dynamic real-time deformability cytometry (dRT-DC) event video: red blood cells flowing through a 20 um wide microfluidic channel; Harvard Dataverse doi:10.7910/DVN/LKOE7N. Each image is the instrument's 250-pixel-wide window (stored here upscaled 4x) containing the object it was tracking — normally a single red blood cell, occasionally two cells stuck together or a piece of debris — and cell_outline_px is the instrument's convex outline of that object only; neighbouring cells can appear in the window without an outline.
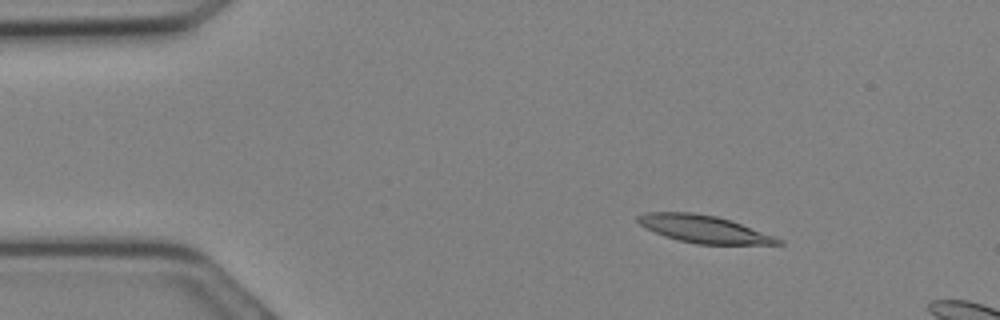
{"species": "Egyptian fruit bat (a non-hibernating species)", "species_latin": "Rousettus aegyptiacus", "temperature_condition": "cold", "stored_images_in_passage": 10, "camera_frame_rate_fps": 3000, "um_per_image_px": 0.085, "animal": {"sex": "female"}, "frame": {"image": 1, "passage_image": 6, "time_ms": 1.667, "image_size_px": [1000, 320], "cell_outline_px": [[752, 232], [748, 240], [744, 244], [712, 244], [688, 240], [672, 236], [664, 232], [680, 216], [704, 216], [724, 220], [736, 224]], "centroid_in_image_um": [60.22, 19.6], "position_along_channel_um": 24.8, "area_um2": 12.77}}